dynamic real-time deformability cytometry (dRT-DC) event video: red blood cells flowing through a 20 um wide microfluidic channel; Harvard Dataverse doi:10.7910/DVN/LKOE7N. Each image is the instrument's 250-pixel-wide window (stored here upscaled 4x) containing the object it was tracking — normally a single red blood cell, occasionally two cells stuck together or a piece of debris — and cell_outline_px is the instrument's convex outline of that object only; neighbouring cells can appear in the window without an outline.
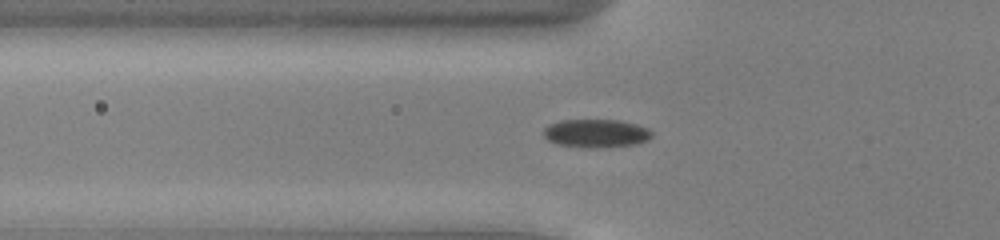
{"species": "common noctule bat (a hibernating species)", "species_latin": "Nyctalus noctula", "temperature_condition": "cold", "stored_images_in_passage": 52, "camera_frame_rate_fps": 3000, "um_per_image_px": 0.085, "animal": {"sex": "male", "body_mass_g": 13.0, "forearm_length_mm": 53.1}, "frame": {"image": 1, "passage_image": 18, "time_ms": 5.667, "image_size_px": [1000, 240], "cell_outline_px": [[652, 136], [648, 140], [636, 144], [596, 148], [584, 148], [556, 144], [548, 140], [544, 136], [544, 128], [548, 124], [560, 120], [620, 120], [636, 124], [648, 128], [652, 132]], "centroid_in_image_um": [50.66, 11.33], "position_along_channel_um": 75.1, "area_um2": 18.03}}
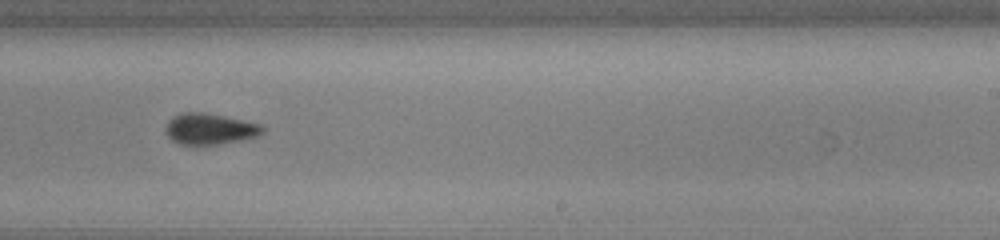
{"frame": {"image": 2, "passage_image": 33, "time_ms": 10.667, "image_size_px": [1000, 240], "cell_outline_px": [[264, 132], [260, 136], [240, 140], [216, 144], [180, 144], [172, 140], [164, 132], [164, 128], [168, 120], [172, 116], [180, 112], [200, 112], [224, 116], [260, 124], [264, 128]], "centroid_in_image_um": [17.79, 10.95], "position_along_channel_um": 271.2, "area_um2": 17.57}}
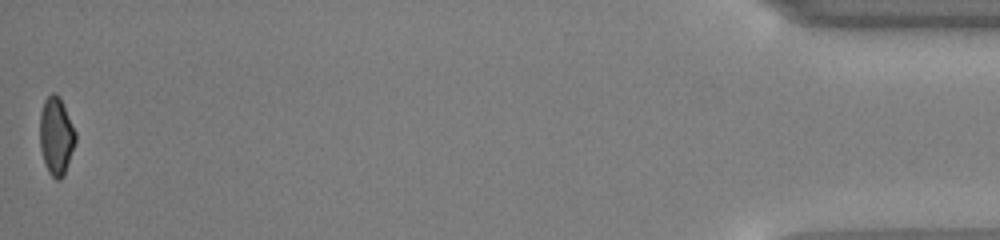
{"frame": {"image": 3, "passage_image": 52, "time_ms": 17.0, "image_size_px": [1000, 240], "cell_outline_px": [[76, 140], [64, 176], [60, 180], [56, 180], [48, 172], [40, 148], [40, 112], [44, 100], [52, 92], [56, 92], [60, 96], [76, 132]], "centroid_in_image_um": [4.78, 11.54], "position_along_channel_um": 430.4, "area_um2": 16.3}, "authors_computed_cell_mechanics": {"area_um2": 17.5134, "velocity_mm_per_s": 3.9293, "shape_relaxation_time_tau1_ms": 2.9695, "shape_relaxation_time_tau2_ms": 9.954, "deformation_change_tau1": 0.0723, "deformation_change_tau2": 0.1092}}